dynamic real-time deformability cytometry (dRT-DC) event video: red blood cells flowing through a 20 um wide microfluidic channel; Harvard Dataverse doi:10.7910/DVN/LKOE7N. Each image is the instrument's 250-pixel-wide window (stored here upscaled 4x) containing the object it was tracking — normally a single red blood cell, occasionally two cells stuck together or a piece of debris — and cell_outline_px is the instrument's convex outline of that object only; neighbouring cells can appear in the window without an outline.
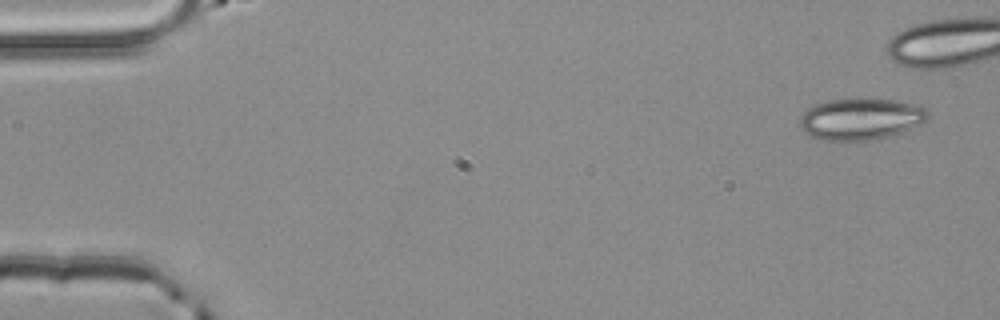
{"species": "common noctule bat (a hibernating species)", "species_latin": "Nyctalus noctula", "temperature_condition": "room temperature", "stored_images_in_passage": 6, "camera_frame_rate_fps": 3000, "um_per_image_px": 0.085, "animal": {"sex": "male", "body_mass_g": 20.4}, "frame": {"image": 1, "passage_image": 1, "time_ms": 0.0, "image_size_px": [1000, 320], "cell_outline_px": [[928, 116], [920, 124], [900, 132], [888, 136], [872, 140], [836, 144], [820, 140], [804, 132], [800, 128], [800, 116], [808, 108], [816, 104], [828, 100], [860, 96], [924, 104], [928, 112]], "centroid_in_image_um": [73.13, 10.11], "position_along_channel_um": 11.9, "area_um2": 32.37}}